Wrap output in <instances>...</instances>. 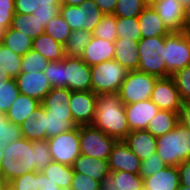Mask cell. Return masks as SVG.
<instances>
[{
	"instance_id": "cell-1",
	"label": "cell",
	"mask_w": 190,
	"mask_h": 190,
	"mask_svg": "<svg viewBox=\"0 0 190 190\" xmlns=\"http://www.w3.org/2000/svg\"><path fill=\"white\" fill-rule=\"evenodd\" d=\"M72 91L67 88H52L43 98L42 125L46 131V139L57 134L70 131L77 125L73 121L70 111V98Z\"/></svg>"
},
{
	"instance_id": "cell-2",
	"label": "cell",
	"mask_w": 190,
	"mask_h": 190,
	"mask_svg": "<svg viewBox=\"0 0 190 190\" xmlns=\"http://www.w3.org/2000/svg\"><path fill=\"white\" fill-rule=\"evenodd\" d=\"M95 107V116L91 125L117 140H123L130 129L119 92L97 95Z\"/></svg>"
},
{
	"instance_id": "cell-3",
	"label": "cell",
	"mask_w": 190,
	"mask_h": 190,
	"mask_svg": "<svg viewBox=\"0 0 190 190\" xmlns=\"http://www.w3.org/2000/svg\"><path fill=\"white\" fill-rule=\"evenodd\" d=\"M36 145L33 141L21 137L3 146L1 174L10 183L28 172L36 171Z\"/></svg>"
},
{
	"instance_id": "cell-4",
	"label": "cell",
	"mask_w": 190,
	"mask_h": 190,
	"mask_svg": "<svg viewBox=\"0 0 190 190\" xmlns=\"http://www.w3.org/2000/svg\"><path fill=\"white\" fill-rule=\"evenodd\" d=\"M156 153L167 166L190 160V130L180 122L168 133L157 137Z\"/></svg>"
},
{
	"instance_id": "cell-5",
	"label": "cell",
	"mask_w": 190,
	"mask_h": 190,
	"mask_svg": "<svg viewBox=\"0 0 190 190\" xmlns=\"http://www.w3.org/2000/svg\"><path fill=\"white\" fill-rule=\"evenodd\" d=\"M138 71L166 78L165 36L141 38L138 41Z\"/></svg>"
},
{
	"instance_id": "cell-6",
	"label": "cell",
	"mask_w": 190,
	"mask_h": 190,
	"mask_svg": "<svg viewBox=\"0 0 190 190\" xmlns=\"http://www.w3.org/2000/svg\"><path fill=\"white\" fill-rule=\"evenodd\" d=\"M90 68L91 91L96 95L119 92L128 73V70L114 59L95 64Z\"/></svg>"
},
{
	"instance_id": "cell-7",
	"label": "cell",
	"mask_w": 190,
	"mask_h": 190,
	"mask_svg": "<svg viewBox=\"0 0 190 190\" xmlns=\"http://www.w3.org/2000/svg\"><path fill=\"white\" fill-rule=\"evenodd\" d=\"M166 78L190 65V33L171 31L165 36Z\"/></svg>"
},
{
	"instance_id": "cell-8",
	"label": "cell",
	"mask_w": 190,
	"mask_h": 190,
	"mask_svg": "<svg viewBox=\"0 0 190 190\" xmlns=\"http://www.w3.org/2000/svg\"><path fill=\"white\" fill-rule=\"evenodd\" d=\"M60 14L72 31L82 29L91 33L104 16L94 0H86L79 6L61 5Z\"/></svg>"
},
{
	"instance_id": "cell-9",
	"label": "cell",
	"mask_w": 190,
	"mask_h": 190,
	"mask_svg": "<svg viewBox=\"0 0 190 190\" xmlns=\"http://www.w3.org/2000/svg\"><path fill=\"white\" fill-rule=\"evenodd\" d=\"M118 140L93 125L79 126L81 154L98 159H108Z\"/></svg>"
},
{
	"instance_id": "cell-10",
	"label": "cell",
	"mask_w": 190,
	"mask_h": 190,
	"mask_svg": "<svg viewBox=\"0 0 190 190\" xmlns=\"http://www.w3.org/2000/svg\"><path fill=\"white\" fill-rule=\"evenodd\" d=\"M158 78L147 73L128 71L119 90L124 105L151 99L153 86Z\"/></svg>"
},
{
	"instance_id": "cell-11",
	"label": "cell",
	"mask_w": 190,
	"mask_h": 190,
	"mask_svg": "<svg viewBox=\"0 0 190 190\" xmlns=\"http://www.w3.org/2000/svg\"><path fill=\"white\" fill-rule=\"evenodd\" d=\"M49 148L54 162L72 166L81 154L79 142V126L57 134L49 139Z\"/></svg>"
},
{
	"instance_id": "cell-12",
	"label": "cell",
	"mask_w": 190,
	"mask_h": 190,
	"mask_svg": "<svg viewBox=\"0 0 190 190\" xmlns=\"http://www.w3.org/2000/svg\"><path fill=\"white\" fill-rule=\"evenodd\" d=\"M151 101L154 102L160 110H168L179 113L182 106V99L176 87L174 79L158 78L153 86Z\"/></svg>"
},
{
	"instance_id": "cell-13",
	"label": "cell",
	"mask_w": 190,
	"mask_h": 190,
	"mask_svg": "<svg viewBox=\"0 0 190 190\" xmlns=\"http://www.w3.org/2000/svg\"><path fill=\"white\" fill-rule=\"evenodd\" d=\"M97 95L93 91H73L70 111L77 126L91 125L95 116Z\"/></svg>"
},
{
	"instance_id": "cell-14",
	"label": "cell",
	"mask_w": 190,
	"mask_h": 190,
	"mask_svg": "<svg viewBox=\"0 0 190 190\" xmlns=\"http://www.w3.org/2000/svg\"><path fill=\"white\" fill-rule=\"evenodd\" d=\"M65 88L91 91V68L81 58L65 57Z\"/></svg>"
},
{
	"instance_id": "cell-15",
	"label": "cell",
	"mask_w": 190,
	"mask_h": 190,
	"mask_svg": "<svg viewBox=\"0 0 190 190\" xmlns=\"http://www.w3.org/2000/svg\"><path fill=\"white\" fill-rule=\"evenodd\" d=\"M15 80L21 94L34 98L40 103L52 89L43 71L20 72Z\"/></svg>"
},
{
	"instance_id": "cell-16",
	"label": "cell",
	"mask_w": 190,
	"mask_h": 190,
	"mask_svg": "<svg viewBox=\"0 0 190 190\" xmlns=\"http://www.w3.org/2000/svg\"><path fill=\"white\" fill-rule=\"evenodd\" d=\"M110 172L126 171L139 174L141 160L134 154L123 140H118L108 157Z\"/></svg>"
},
{
	"instance_id": "cell-17",
	"label": "cell",
	"mask_w": 190,
	"mask_h": 190,
	"mask_svg": "<svg viewBox=\"0 0 190 190\" xmlns=\"http://www.w3.org/2000/svg\"><path fill=\"white\" fill-rule=\"evenodd\" d=\"M124 107L130 131L146 130L149 121L160 110L151 99L127 104Z\"/></svg>"
},
{
	"instance_id": "cell-18",
	"label": "cell",
	"mask_w": 190,
	"mask_h": 190,
	"mask_svg": "<svg viewBox=\"0 0 190 190\" xmlns=\"http://www.w3.org/2000/svg\"><path fill=\"white\" fill-rule=\"evenodd\" d=\"M152 7L170 31L185 30V6L178 0H158Z\"/></svg>"
},
{
	"instance_id": "cell-19",
	"label": "cell",
	"mask_w": 190,
	"mask_h": 190,
	"mask_svg": "<svg viewBox=\"0 0 190 190\" xmlns=\"http://www.w3.org/2000/svg\"><path fill=\"white\" fill-rule=\"evenodd\" d=\"M123 141L141 161L156 153L157 137L147 130L130 131Z\"/></svg>"
},
{
	"instance_id": "cell-20",
	"label": "cell",
	"mask_w": 190,
	"mask_h": 190,
	"mask_svg": "<svg viewBox=\"0 0 190 190\" xmlns=\"http://www.w3.org/2000/svg\"><path fill=\"white\" fill-rule=\"evenodd\" d=\"M114 48V42L92 36L81 59L89 66L113 60Z\"/></svg>"
},
{
	"instance_id": "cell-21",
	"label": "cell",
	"mask_w": 190,
	"mask_h": 190,
	"mask_svg": "<svg viewBox=\"0 0 190 190\" xmlns=\"http://www.w3.org/2000/svg\"><path fill=\"white\" fill-rule=\"evenodd\" d=\"M114 60L126 70L133 71L139 67L138 41L117 38L114 41Z\"/></svg>"
},
{
	"instance_id": "cell-22",
	"label": "cell",
	"mask_w": 190,
	"mask_h": 190,
	"mask_svg": "<svg viewBox=\"0 0 190 190\" xmlns=\"http://www.w3.org/2000/svg\"><path fill=\"white\" fill-rule=\"evenodd\" d=\"M138 22L142 38L166 36L171 32L152 5L144 8L138 16Z\"/></svg>"
},
{
	"instance_id": "cell-23",
	"label": "cell",
	"mask_w": 190,
	"mask_h": 190,
	"mask_svg": "<svg viewBox=\"0 0 190 190\" xmlns=\"http://www.w3.org/2000/svg\"><path fill=\"white\" fill-rule=\"evenodd\" d=\"M179 185V171L176 166H166L154 175L143 179L145 190H177Z\"/></svg>"
},
{
	"instance_id": "cell-24",
	"label": "cell",
	"mask_w": 190,
	"mask_h": 190,
	"mask_svg": "<svg viewBox=\"0 0 190 190\" xmlns=\"http://www.w3.org/2000/svg\"><path fill=\"white\" fill-rule=\"evenodd\" d=\"M73 171L102 182L110 174L108 159H98L80 154L72 165Z\"/></svg>"
},
{
	"instance_id": "cell-25",
	"label": "cell",
	"mask_w": 190,
	"mask_h": 190,
	"mask_svg": "<svg viewBox=\"0 0 190 190\" xmlns=\"http://www.w3.org/2000/svg\"><path fill=\"white\" fill-rule=\"evenodd\" d=\"M40 104L36 99L20 93L7 111L6 116L9 122L21 125Z\"/></svg>"
},
{
	"instance_id": "cell-26",
	"label": "cell",
	"mask_w": 190,
	"mask_h": 190,
	"mask_svg": "<svg viewBox=\"0 0 190 190\" xmlns=\"http://www.w3.org/2000/svg\"><path fill=\"white\" fill-rule=\"evenodd\" d=\"M32 50L40 53L49 62L60 61L66 57L64 45L56 42L50 35L45 33L33 40Z\"/></svg>"
},
{
	"instance_id": "cell-27",
	"label": "cell",
	"mask_w": 190,
	"mask_h": 190,
	"mask_svg": "<svg viewBox=\"0 0 190 190\" xmlns=\"http://www.w3.org/2000/svg\"><path fill=\"white\" fill-rule=\"evenodd\" d=\"M179 123V113L159 110L149 121L146 130L155 137L162 136L172 131Z\"/></svg>"
},
{
	"instance_id": "cell-28",
	"label": "cell",
	"mask_w": 190,
	"mask_h": 190,
	"mask_svg": "<svg viewBox=\"0 0 190 190\" xmlns=\"http://www.w3.org/2000/svg\"><path fill=\"white\" fill-rule=\"evenodd\" d=\"M22 56L0 43V78L16 79L21 72Z\"/></svg>"
},
{
	"instance_id": "cell-29",
	"label": "cell",
	"mask_w": 190,
	"mask_h": 190,
	"mask_svg": "<svg viewBox=\"0 0 190 190\" xmlns=\"http://www.w3.org/2000/svg\"><path fill=\"white\" fill-rule=\"evenodd\" d=\"M20 127L22 137L29 141L45 140L46 131H43L42 125V106L40 105L34 112H31Z\"/></svg>"
},
{
	"instance_id": "cell-30",
	"label": "cell",
	"mask_w": 190,
	"mask_h": 190,
	"mask_svg": "<svg viewBox=\"0 0 190 190\" xmlns=\"http://www.w3.org/2000/svg\"><path fill=\"white\" fill-rule=\"evenodd\" d=\"M10 28L20 31L33 40L44 33V26L33 16V14L26 15L15 13Z\"/></svg>"
},
{
	"instance_id": "cell-31",
	"label": "cell",
	"mask_w": 190,
	"mask_h": 190,
	"mask_svg": "<svg viewBox=\"0 0 190 190\" xmlns=\"http://www.w3.org/2000/svg\"><path fill=\"white\" fill-rule=\"evenodd\" d=\"M41 172L60 188L70 190L74 175L72 166L52 161V163Z\"/></svg>"
},
{
	"instance_id": "cell-32",
	"label": "cell",
	"mask_w": 190,
	"mask_h": 190,
	"mask_svg": "<svg viewBox=\"0 0 190 190\" xmlns=\"http://www.w3.org/2000/svg\"><path fill=\"white\" fill-rule=\"evenodd\" d=\"M1 43L14 53L24 56L32 49L33 39L20 31L9 27L6 29Z\"/></svg>"
},
{
	"instance_id": "cell-33",
	"label": "cell",
	"mask_w": 190,
	"mask_h": 190,
	"mask_svg": "<svg viewBox=\"0 0 190 190\" xmlns=\"http://www.w3.org/2000/svg\"><path fill=\"white\" fill-rule=\"evenodd\" d=\"M92 33L86 30H74L64 45L65 56L69 58H81L85 47L89 44Z\"/></svg>"
},
{
	"instance_id": "cell-34",
	"label": "cell",
	"mask_w": 190,
	"mask_h": 190,
	"mask_svg": "<svg viewBox=\"0 0 190 190\" xmlns=\"http://www.w3.org/2000/svg\"><path fill=\"white\" fill-rule=\"evenodd\" d=\"M72 30L60 12L44 27V33L50 35L56 42L65 45Z\"/></svg>"
},
{
	"instance_id": "cell-35",
	"label": "cell",
	"mask_w": 190,
	"mask_h": 190,
	"mask_svg": "<svg viewBox=\"0 0 190 190\" xmlns=\"http://www.w3.org/2000/svg\"><path fill=\"white\" fill-rule=\"evenodd\" d=\"M116 36L121 39L139 41L142 35L139 28L138 17H116Z\"/></svg>"
},
{
	"instance_id": "cell-36",
	"label": "cell",
	"mask_w": 190,
	"mask_h": 190,
	"mask_svg": "<svg viewBox=\"0 0 190 190\" xmlns=\"http://www.w3.org/2000/svg\"><path fill=\"white\" fill-rule=\"evenodd\" d=\"M61 1L35 0L33 16L45 27L60 12Z\"/></svg>"
},
{
	"instance_id": "cell-37",
	"label": "cell",
	"mask_w": 190,
	"mask_h": 190,
	"mask_svg": "<svg viewBox=\"0 0 190 190\" xmlns=\"http://www.w3.org/2000/svg\"><path fill=\"white\" fill-rule=\"evenodd\" d=\"M19 94L15 79L0 80V113L6 114Z\"/></svg>"
},
{
	"instance_id": "cell-38",
	"label": "cell",
	"mask_w": 190,
	"mask_h": 190,
	"mask_svg": "<svg viewBox=\"0 0 190 190\" xmlns=\"http://www.w3.org/2000/svg\"><path fill=\"white\" fill-rule=\"evenodd\" d=\"M114 179V185L118 190H139L143 188V179L139 174L126 171L110 172Z\"/></svg>"
},
{
	"instance_id": "cell-39",
	"label": "cell",
	"mask_w": 190,
	"mask_h": 190,
	"mask_svg": "<svg viewBox=\"0 0 190 190\" xmlns=\"http://www.w3.org/2000/svg\"><path fill=\"white\" fill-rule=\"evenodd\" d=\"M92 36L114 42L116 36V16L105 14L92 32Z\"/></svg>"
},
{
	"instance_id": "cell-40",
	"label": "cell",
	"mask_w": 190,
	"mask_h": 190,
	"mask_svg": "<svg viewBox=\"0 0 190 190\" xmlns=\"http://www.w3.org/2000/svg\"><path fill=\"white\" fill-rule=\"evenodd\" d=\"M43 72L52 88H65V58L49 62Z\"/></svg>"
},
{
	"instance_id": "cell-41",
	"label": "cell",
	"mask_w": 190,
	"mask_h": 190,
	"mask_svg": "<svg viewBox=\"0 0 190 190\" xmlns=\"http://www.w3.org/2000/svg\"><path fill=\"white\" fill-rule=\"evenodd\" d=\"M146 6L143 0H117L113 15L123 18H136Z\"/></svg>"
},
{
	"instance_id": "cell-42",
	"label": "cell",
	"mask_w": 190,
	"mask_h": 190,
	"mask_svg": "<svg viewBox=\"0 0 190 190\" xmlns=\"http://www.w3.org/2000/svg\"><path fill=\"white\" fill-rule=\"evenodd\" d=\"M21 137L20 125L9 122L6 114L0 113V145L5 146Z\"/></svg>"
},
{
	"instance_id": "cell-43",
	"label": "cell",
	"mask_w": 190,
	"mask_h": 190,
	"mask_svg": "<svg viewBox=\"0 0 190 190\" xmlns=\"http://www.w3.org/2000/svg\"><path fill=\"white\" fill-rule=\"evenodd\" d=\"M49 61L43 57L40 53L30 50L24 56H22L21 72H37L44 71Z\"/></svg>"
},
{
	"instance_id": "cell-44",
	"label": "cell",
	"mask_w": 190,
	"mask_h": 190,
	"mask_svg": "<svg viewBox=\"0 0 190 190\" xmlns=\"http://www.w3.org/2000/svg\"><path fill=\"white\" fill-rule=\"evenodd\" d=\"M171 77L175 81L182 102H190V65L179 69Z\"/></svg>"
},
{
	"instance_id": "cell-45",
	"label": "cell",
	"mask_w": 190,
	"mask_h": 190,
	"mask_svg": "<svg viewBox=\"0 0 190 190\" xmlns=\"http://www.w3.org/2000/svg\"><path fill=\"white\" fill-rule=\"evenodd\" d=\"M13 190H38L39 188V172H28L20 177L15 178L9 183Z\"/></svg>"
},
{
	"instance_id": "cell-46",
	"label": "cell",
	"mask_w": 190,
	"mask_h": 190,
	"mask_svg": "<svg viewBox=\"0 0 190 190\" xmlns=\"http://www.w3.org/2000/svg\"><path fill=\"white\" fill-rule=\"evenodd\" d=\"M166 166L162 158L157 153H154L141 161L139 175L142 179H145L164 169Z\"/></svg>"
},
{
	"instance_id": "cell-47",
	"label": "cell",
	"mask_w": 190,
	"mask_h": 190,
	"mask_svg": "<svg viewBox=\"0 0 190 190\" xmlns=\"http://www.w3.org/2000/svg\"><path fill=\"white\" fill-rule=\"evenodd\" d=\"M36 145V171L41 172L52 163L51 152L47 139L33 141Z\"/></svg>"
},
{
	"instance_id": "cell-48",
	"label": "cell",
	"mask_w": 190,
	"mask_h": 190,
	"mask_svg": "<svg viewBox=\"0 0 190 190\" xmlns=\"http://www.w3.org/2000/svg\"><path fill=\"white\" fill-rule=\"evenodd\" d=\"M101 182L91 178L89 175H84L74 172L70 190H100Z\"/></svg>"
},
{
	"instance_id": "cell-49",
	"label": "cell",
	"mask_w": 190,
	"mask_h": 190,
	"mask_svg": "<svg viewBox=\"0 0 190 190\" xmlns=\"http://www.w3.org/2000/svg\"><path fill=\"white\" fill-rule=\"evenodd\" d=\"M14 15V0H0V24L6 29L9 28Z\"/></svg>"
},
{
	"instance_id": "cell-50",
	"label": "cell",
	"mask_w": 190,
	"mask_h": 190,
	"mask_svg": "<svg viewBox=\"0 0 190 190\" xmlns=\"http://www.w3.org/2000/svg\"><path fill=\"white\" fill-rule=\"evenodd\" d=\"M35 0H14L15 13L33 14Z\"/></svg>"
},
{
	"instance_id": "cell-51",
	"label": "cell",
	"mask_w": 190,
	"mask_h": 190,
	"mask_svg": "<svg viewBox=\"0 0 190 190\" xmlns=\"http://www.w3.org/2000/svg\"><path fill=\"white\" fill-rule=\"evenodd\" d=\"M180 185L190 187V160L183 161L178 166Z\"/></svg>"
},
{
	"instance_id": "cell-52",
	"label": "cell",
	"mask_w": 190,
	"mask_h": 190,
	"mask_svg": "<svg viewBox=\"0 0 190 190\" xmlns=\"http://www.w3.org/2000/svg\"><path fill=\"white\" fill-rule=\"evenodd\" d=\"M179 122L190 130V102H182L179 112Z\"/></svg>"
},
{
	"instance_id": "cell-53",
	"label": "cell",
	"mask_w": 190,
	"mask_h": 190,
	"mask_svg": "<svg viewBox=\"0 0 190 190\" xmlns=\"http://www.w3.org/2000/svg\"><path fill=\"white\" fill-rule=\"evenodd\" d=\"M96 5L105 14H114L117 0H94Z\"/></svg>"
},
{
	"instance_id": "cell-54",
	"label": "cell",
	"mask_w": 190,
	"mask_h": 190,
	"mask_svg": "<svg viewBox=\"0 0 190 190\" xmlns=\"http://www.w3.org/2000/svg\"><path fill=\"white\" fill-rule=\"evenodd\" d=\"M39 188L38 190H58L60 187L50 181V179L45 176L42 172H39Z\"/></svg>"
},
{
	"instance_id": "cell-55",
	"label": "cell",
	"mask_w": 190,
	"mask_h": 190,
	"mask_svg": "<svg viewBox=\"0 0 190 190\" xmlns=\"http://www.w3.org/2000/svg\"><path fill=\"white\" fill-rule=\"evenodd\" d=\"M100 190H118V188L114 185V179L111 174H108L101 182Z\"/></svg>"
},
{
	"instance_id": "cell-56",
	"label": "cell",
	"mask_w": 190,
	"mask_h": 190,
	"mask_svg": "<svg viewBox=\"0 0 190 190\" xmlns=\"http://www.w3.org/2000/svg\"><path fill=\"white\" fill-rule=\"evenodd\" d=\"M185 31L190 33V3L185 7Z\"/></svg>"
},
{
	"instance_id": "cell-57",
	"label": "cell",
	"mask_w": 190,
	"mask_h": 190,
	"mask_svg": "<svg viewBox=\"0 0 190 190\" xmlns=\"http://www.w3.org/2000/svg\"><path fill=\"white\" fill-rule=\"evenodd\" d=\"M86 0H61V5H72L79 6L83 4Z\"/></svg>"
},
{
	"instance_id": "cell-58",
	"label": "cell",
	"mask_w": 190,
	"mask_h": 190,
	"mask_svg": "<svg viewBox=\"0 0 190 190\" xmlns=\"http://www.w3.org/2000/svg\"><path fill=\"white\" fill-rule=\"evenodd\" d=\"M9 186V183L6 181L5 177L0 172V190H5Z\"/></svg>"
},
{
	"instance_id": "cell-59",
	"label": "cell",
	"mask_w": 190,
	"mask_h": 190,
	"mask_svg": "<svg viewBox=\"0 0 190 190\" xmlns=\"http://www.w3.org/2000/svg\"><path fill=\"white\" fill-rule=\"evenodd\" d=\"M6 28L0 24V43L3 41V37L5 35Z\"/></svg>"
},
{
	"instance_id": "cell-60",
	"label": "cell",
	"mask_w": 190,
	"mask_h": 190,
	"mask_svg": "<svg viewBox=\"0 0 190 190\" xmlns=\"http://www.w3.org/2000/svg\"><path fill=\"white\" fill-rule=\"evenodd\" d=\"M158 0H143V2L149 6V5H153L155 2H157Z\"/></svg>"
},
{
	"instance_id": "cell-61",
	"label": "cell",
	"mask_w": 190,
	"mask_h": 190,
	"mask_svg": "<svg viewBox=\"0 0 190 190\" xmlns=\"http://www.w3.org/2000/svg\"><path fill=\"white\" fill-rule=\"evenodd\" d=\"M3 160V146L0 145V167Z\"/></svg>"
},
{
	"instance_id": "cell-62",
	"label": "cell",
	"mask_w": 190,
	"mask_h": 190,
	"mask_svg": "<svg viewBox=\"0 0 190 190\" xmlns=\"http://www.w3.org/2000/svg\"><path fill=\"white\" fill-rule=\"evenodd\" d=\"M185 7L190 3V0H178Z\"/></svg>"
},
{
	"instance_id": "cell-63",
	"label": "cell",
	"mask_w": 190,
	"mask_h": 190,
	"mask_svg": "<svg viewBox=\"0 0 190 190\" xmlns=\"http://www.w3.org/2000/svg\"><path fill=\"white\" fill-rule=\"evenodd\" d=\"M177 190H190V187H186V186H183V185H179V187L177 188Z\"/></svg>"
},
{
	"instance_id": "cell-64",
	"label": "cell",
	"mask_w": 190,
	"mask_h": 190,
	"mask_svg": "<svg viewBox=\"0 0 190 190\" xmlns=\"http://www.w3.org/2000/svg\"><path fill=\"white\" fill-rule=\"evenodd\" d=\"M0 80H8V78L7 77H2V78H0Z\"/></svg>"
},
{
	"instance_id": "cell-65",
	"label": "cell",
	"mask_w": 190,
	"mask_h": 190,
	"mask_svg": "<svg viewBox=\"0 0 190 190\" xmlns=\"http://www.w3.org/2000/svg\"><path fill=\"white\" fill-rule=\"evenodd\" d=\"M5 190H13L10 186H8Z\"/></svg>"
},
{
	"instance_id": "cell-66",
	"label": "cell",
	"mask_w": 190,
	"mask_h": 190,
	"mask_svg": "<svg viewBox=\"0 0 190 190\" xmlns=\"http://www.w3.org/2000/svg\"><path fill=\"white\" fill-rule=\"evenodd\" d=\"M45 1H61V0H45Z\"/></svg>"
}]
</instances>
